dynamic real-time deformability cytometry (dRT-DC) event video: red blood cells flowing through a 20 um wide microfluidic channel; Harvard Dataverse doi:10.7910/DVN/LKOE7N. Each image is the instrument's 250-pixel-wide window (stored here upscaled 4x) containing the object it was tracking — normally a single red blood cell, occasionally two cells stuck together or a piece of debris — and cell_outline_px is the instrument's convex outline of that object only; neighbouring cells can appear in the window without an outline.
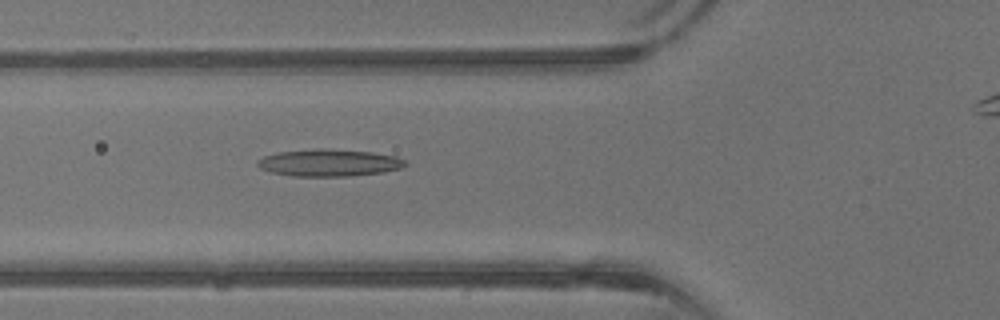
{"species": "common noctule bat (a hibernating species)", "species_latin": "Nyctalus noctula", "temperature_condition": "warm", "stored_images_in_passage": 36, "camera_frame_rate_fps": 3000, "um_per_image_px": 0.085, "animal": {"sex": "male", "body_mass_g": 13.3}, "frame": {"image": 1, "passage_image": 14, "time_ms": 4.333, "image_size_px": [1000, 320], "cell_outline_px": [[408, 164], [400, 168], [384, 172], [348, 176], [292, 176], [272, 172], [260, 168], [256, 164], [256, 160], [264, 156], [280, 152], [320, 148], [328, 148], [372, 152], [396, 156], [404, 160]], "centroid_in_image_um": [27.97, 13.83], "position_along_channel_um": 97.8, "area_um2": 23.35}}
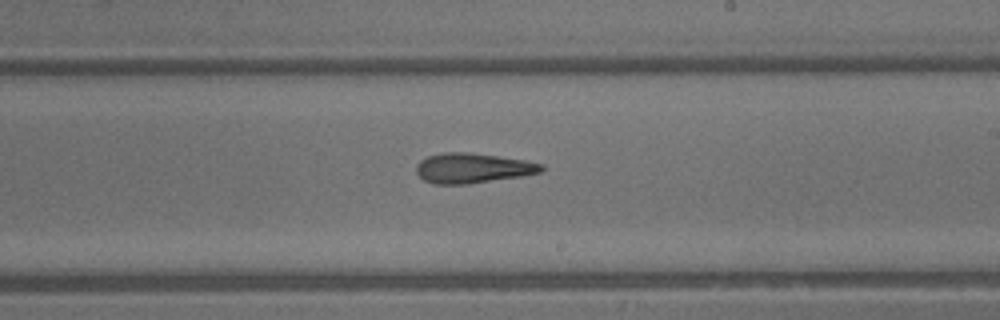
{"frame": {"image": 2, "passage_image": 23, "time_ms": 7.333, "image_size_px": [1000, 320], "cell_outline_px": [[544, 168], [540, 172], [520, 176], [464, 184], [432, 184], [424, 180], [416, 172], [416, 164], [420, 160], [428, 156], [444, 152], [468, 152], [524, 160], [544, 164]], "centroid_in_image_um": [40.13, 14.28], "position_along_channel_um": 248.9, "area_um2": 21.62}}
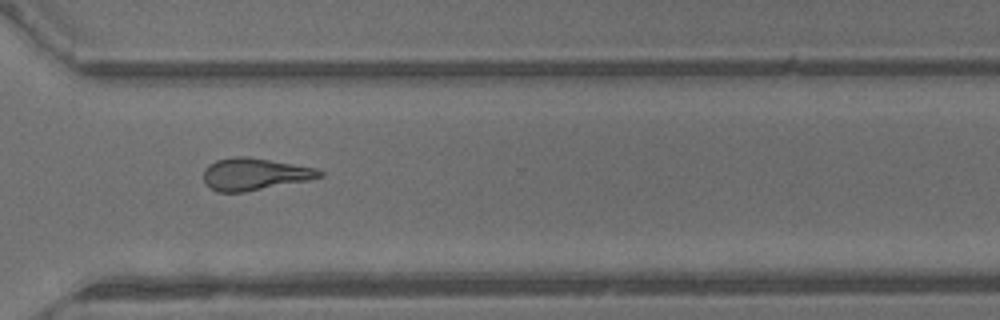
{"frame": {"image": 3, "passage_image": 29, "time_ms": 9.333, "image_size_px": [1000, 320], "cell_outline_px": [[324, 176], [308, 180], [244, 192], [216, 192], [204, 180], [204, 168], [208, 164], [216, 160], [236, 156], [248, 156], [316, 168], [324, 172]], "centroid_in_image_um": [21.64, 14.79], "position_along_channel_um": 349.0, "area_um2": 21.62}}